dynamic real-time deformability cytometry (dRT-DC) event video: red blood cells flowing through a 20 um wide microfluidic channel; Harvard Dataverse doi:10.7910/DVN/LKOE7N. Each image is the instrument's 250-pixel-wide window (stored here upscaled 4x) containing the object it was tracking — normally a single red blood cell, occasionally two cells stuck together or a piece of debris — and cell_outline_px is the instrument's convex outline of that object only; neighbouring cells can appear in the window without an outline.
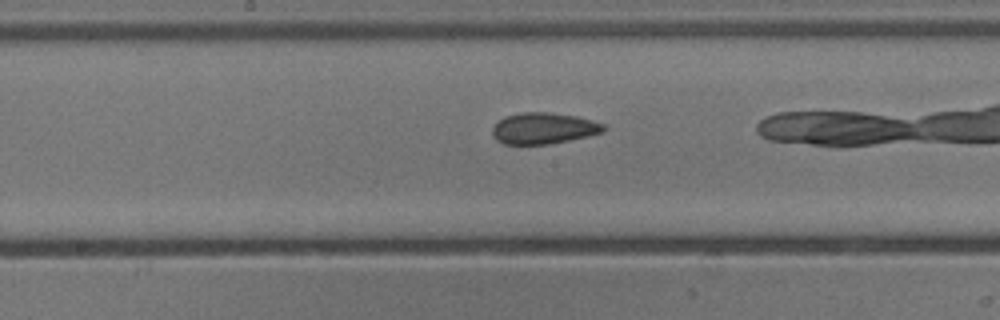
{"species": "common noctule bat (a hibernating species)", "species_latin": "Nyctalus noctula", "temperature_condition": "cold", "stored_images_in_passage": 26, "camera_frame_rate_fps": 3000, "um_per_image_px": 0.085, "animal": {"sex": "male", "body_mass_g": 13.3}, "frame": {"image": 1, "passage_image": 12, "time_ms": 3.667, "image_size_px": [1000, 320], "cell_outline_px": [[608, 128], [604, 132], [588, 136], [548, 144], [504, 144], [496, 140], [492, 136], [492, 128], [504, 116], [520, 112], [544, 112], [576, 116], [592, 120], [604, 124]], "centroid_in_image_um": [46.21, 10.9], "position_along_channel_um": 202.0, "area_um2": 20.29}}
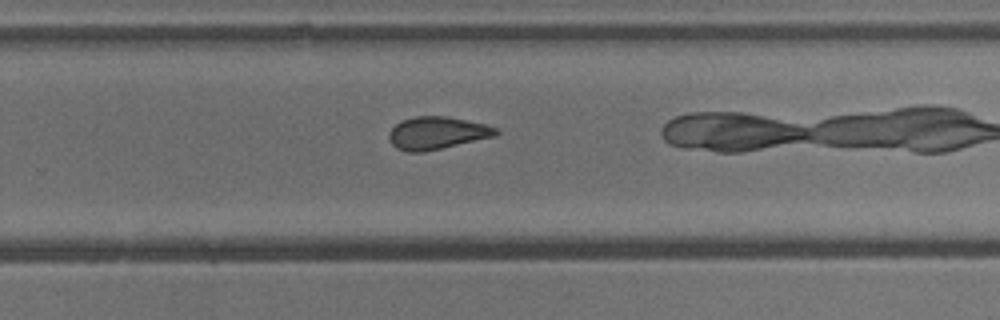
{"frame": {"image": 2, "passage_image": 19, "time_ms": 6.0, "image_size_px": [1000, 320], "cell_outline_px": [[500, 132], [496, 136], [424, 152], [408, 152], [396, 148], [388, 140], [388, 132], [396, 124], [404, 120], [416, 116], [444, 116], [484, 124], [496, 128]], "centroid_in_image_um": [37.12, 11.32], "position_along_channel_um": 292.7, "area_um2": 20.17}}
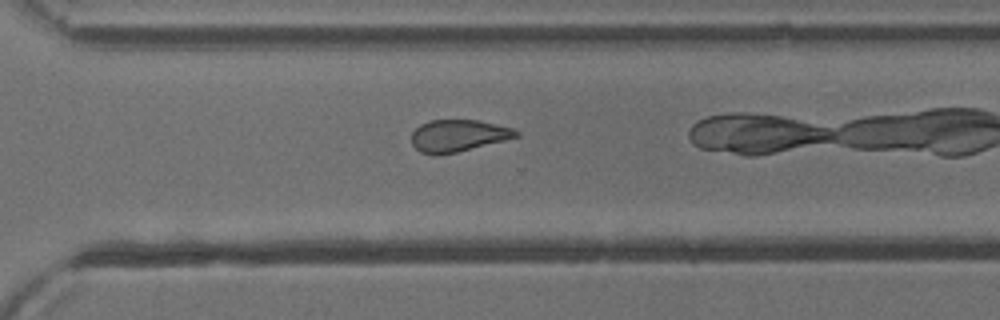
{"frame": {"image": 3, "passage_image": 22, "time_ms": 7.0, "image_size_px": [1000, 320], "cell_outline_px": [[520, 136], [456, 152], [436, 156], [420, 152], [412, 144], [412, 132], [420, 124], [432, 120], [476, 120], [496, 124], [512, 128], [520, 132]], "centroid_in_image_um": [38.93, 11.53], "position_along_channel_um": 331.7, "area_um2": 19.36}}